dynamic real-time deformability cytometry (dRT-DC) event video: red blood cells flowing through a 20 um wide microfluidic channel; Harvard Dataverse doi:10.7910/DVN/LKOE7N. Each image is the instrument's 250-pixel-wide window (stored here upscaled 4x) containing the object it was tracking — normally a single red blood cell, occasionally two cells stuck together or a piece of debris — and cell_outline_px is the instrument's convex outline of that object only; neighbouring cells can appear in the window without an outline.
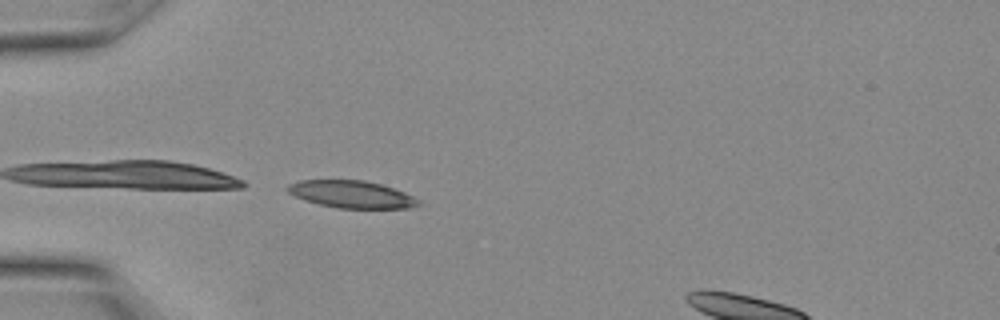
{"species": "Egyptian fruit bat (a non-hibernating species)", "species_latin": "Rousettus aegyptiacus", "temperature_condition": "warm", "stored_images_in_passage": 5, "camera_frame_rate_fps": 3000, "um_per_image_px": 0.085, "animal": {"sex": "female"}, "frame": {"image": 1, "passage_image": 2, "time_ms": 0.333, "image_size_px": [1000, 320], "cell_outline_px": [[424, 204], [408, 208], [336, 208], [304, 200], [288, 192], [284, 188], [288, 184], [300, 180], [364, 180], [380, 184], [404, 192], [420, 200]], "centroid_in_image_um": [29.88, 16.52], "position_along_channel_um": 55.1, "area_um2": 20.81}}
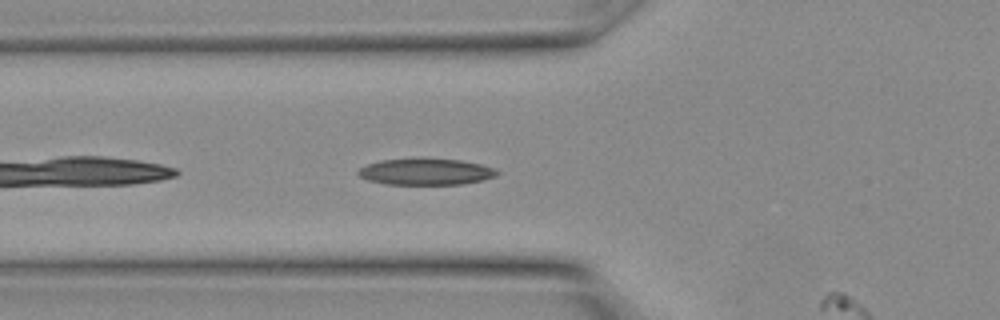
{"frame": {"image": 2, "passage_image": 4, "time_ms": 1.0, "image_size_px": [1000, 320], "cell_outline_px": [[500, 172], [496, 176], [484, 180], [460, 184], [388, 184], [368, 180], [360, 176], [356, 172], [360, 168], [368, 164], [380, 160], [460, 160], [480, 164], [492, 168]], "centroid_in_image_um": [36.21, 14.62], "position_along_channel_um": 89.6, "area_um2": 20.69}}